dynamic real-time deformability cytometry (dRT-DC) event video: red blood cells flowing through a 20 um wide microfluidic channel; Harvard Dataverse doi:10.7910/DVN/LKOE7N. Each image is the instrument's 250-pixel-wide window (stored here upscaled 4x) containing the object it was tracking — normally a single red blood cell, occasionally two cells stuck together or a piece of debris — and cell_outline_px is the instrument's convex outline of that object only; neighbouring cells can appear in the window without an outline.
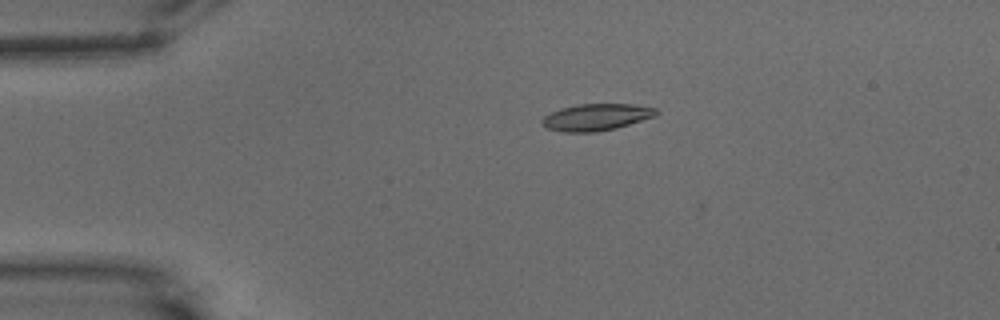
{"species": "common noctule bat (a hibernating species)", "species_latin": "Nyctalus noctula", "temperature_condition": "warm", "stored_images_in_passage": 47, "camera_frame_rate_fps": 3000, "um_per_image_px": 0.085, "animal": {"sex": "male", "body_mass_g": 15.6}, "frame": {"image": 1, "passage_image": 2, "time_ms": 0.333, "image_size_px": [1000, 320], "cell_outline_px": [[660, 112], [656, 116], [616, 128], [596, 132], [560, 132], [544, 128], [540, 124], [540, 120], [544, 116], [560, 108], [576, 104], [632, 104], [656, 108]], "centroid_in_image_um": [50.64, 9.96], "position_along_channel_um": 34.4, "area_um2": 18.09}}
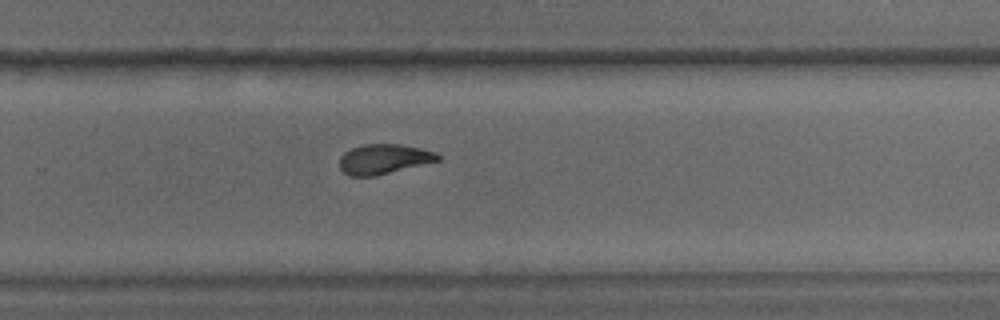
{"frame": {"image": 2, "passage_image": 28, "time_ms": 9.0, "image_size_px": [1000, 320], "cell_outline_px": [[440, 160], [376, 176], [348, 176], [340, 168], [340, 156], [344, 152], [352, 148], [364, 144], [400, 144], [420, 148], [436, 152], [440, 156]], "centroid_in_image_um": [32.61, 13.52], "position_along_channel_um": 297.2, "area_um2": 17.11}}
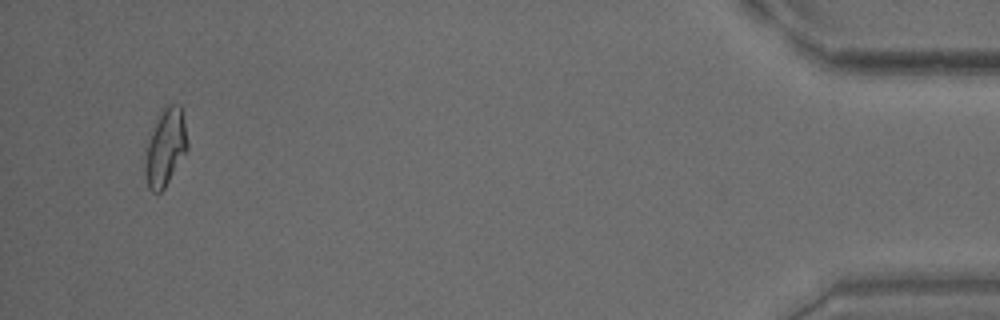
{"frame": {"image": 3, "passage_image": 45, "time_ms": 14.667, "image_size_px": [1000, 320], "cell_outline_px": [[188, 148], [164, 188], [160, 192], [152, 192], [148, 188], [144, 172], [144, 148], [156, 116], [160, 108], [168, 104], [180, 104], [188, 144]], "centroid_in_image_um": [14.0, 12.49], "position_along_channel_um": 421.2, "area_um2": 19.42}, "authors_computed_cell_mechanics": {"area_um2": 17.8602, "velocity_mm_per_s": 3.5267, "shape_relaxation_time_tau1_ms": 8.7222, "shape_relaxation_time_tau2_ms": 3.2758, "deformation_change_tau1": 0.2259, "deformation_change_tau2": 0.1013}}